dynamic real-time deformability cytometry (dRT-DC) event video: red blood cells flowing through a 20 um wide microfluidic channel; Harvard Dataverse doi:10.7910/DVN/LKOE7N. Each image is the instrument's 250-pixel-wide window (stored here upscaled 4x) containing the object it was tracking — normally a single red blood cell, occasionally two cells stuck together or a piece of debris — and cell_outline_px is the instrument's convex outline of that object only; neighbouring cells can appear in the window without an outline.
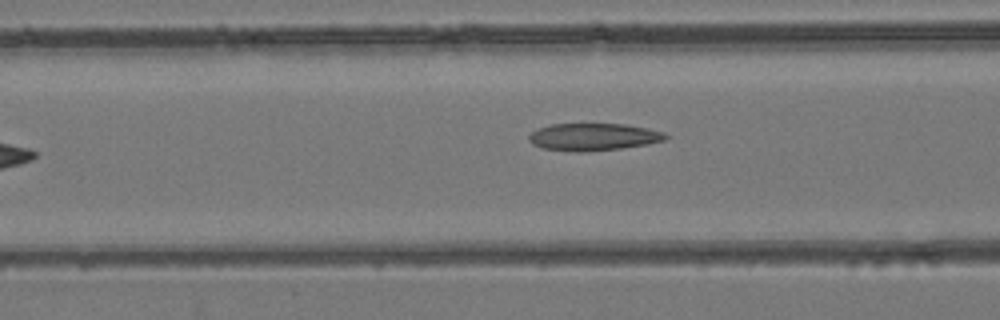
{"species": "common noctule bat (a hibernating species)", "species_latin": "Nyctalus noctula", "temperature_condition": "room temperature", "stored_images_in_passage": 31, "camera_frame_rate_fps": 3000, "um_per_image_px": 0.085, "animal": {"sex": "female", "body_mass_g": 24.6, "forearm_length_mm": 56.2}, "frame": {"image": 1, "passage_image": 5, "time_ms": 1.333, "image_size_px": [1000, 320], "cell_outline_px": [[672, 136], [664, 140], [648, 144], [624, 148], [588, 152], [576, 152], [544, 148], [532, 144], [528, 140], [528, 136], [532, 132], [540, 128], [552, 124], [624, 124], [648, 128], [664, 132]], "centroid_in_image_um": [50.49, 11.64], "position_along_channel_um": 116.1, "area_um2": 21.91}}
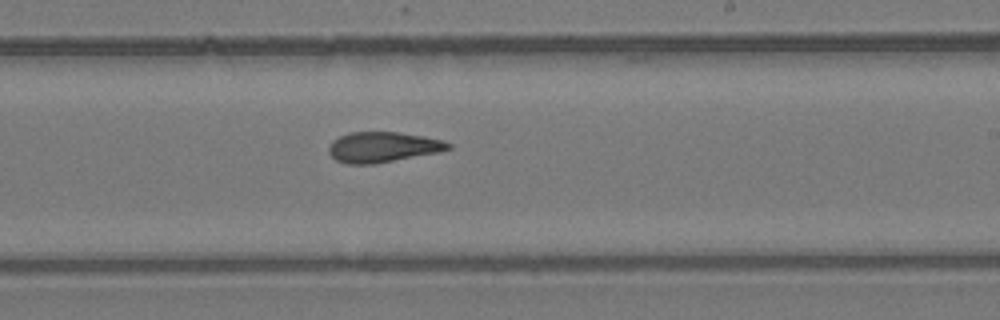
{"frame": {"image": 2, "passage_image": 15, "time_ms": 4.667, "image_size_px": [1000, 320], "cell_outline_px": [[452, 148], [440, 152], [376, 164], [348, 164], [336, 160], [328, 152], [328, 148], [332, 140], [348, 132], [400, 132], [424, 136], [444, 140], [452, 144]], "centroid_in_image_um": [32.56, 12.5], "position_along_channel_um": 256.4, "area_um2": 21.44}}
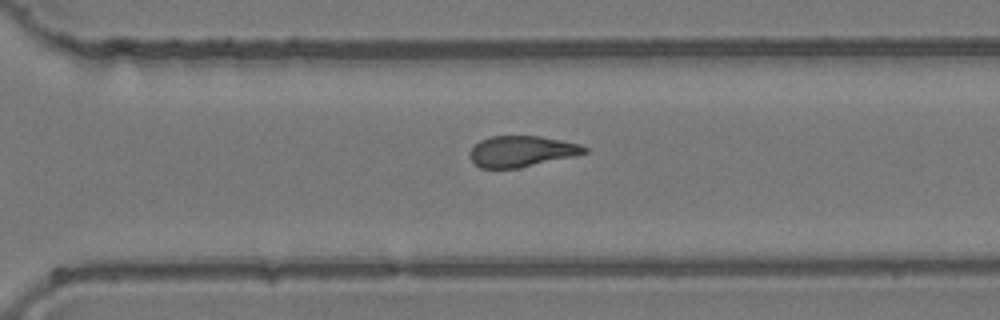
{"frame": {"image": 3, "passage_image": 20, "time_ms": 6.333, "image_size_px": [1000, 320], "cell_outline_px": [[588, 152], [576, 156], [520, 168], [480, 168], [472, 164], [468, 152], [480, 140], [492, 136], [540, 136], [580, 144], [588, 148]], "centroid_in_image_um": [44.33, 12.87], "position_along_channel_um": 326.3, "area_um2": 20.92}}